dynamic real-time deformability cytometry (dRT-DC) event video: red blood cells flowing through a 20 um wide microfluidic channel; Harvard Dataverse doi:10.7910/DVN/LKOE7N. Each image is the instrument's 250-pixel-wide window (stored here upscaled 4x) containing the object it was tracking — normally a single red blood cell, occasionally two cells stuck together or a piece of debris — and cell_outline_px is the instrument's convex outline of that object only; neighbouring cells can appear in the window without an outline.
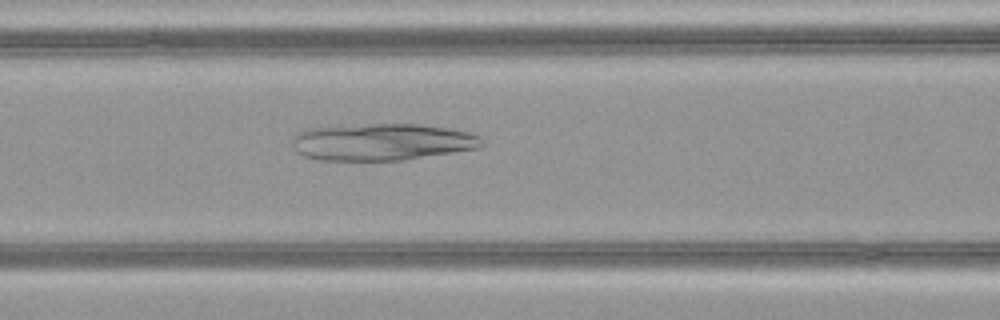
{"species": "common noctule bat (a hibernating species)", "species_latin": "Nyctalus noctula", "temperature_condition": "warm", "stored_images_in_passage": 49, "camera_frame_rate_fps": 3000, "um_per_image_px": 0.085, "animal": {"sex": "female", "body_mass_g": 21.9}, "frame": {"image": 1, "passage_image": 21, "time_ms": 6.667, "image_size_px": [1000, 320], "cell_outline_px": [[484, 144], [480, 148], [404, 160], [316, 160], [304, 156], [296, 152], [292, 144], [292, 136], [296, 132], [304, 128], [372, 124], [416, 124], [448, 128], [468, 132], [480, 136], [484, 140]], "centroid_in_image_um": [32.44, 12.07], "position_along_channel_um": 134.2, "area_um2": 41.15}}
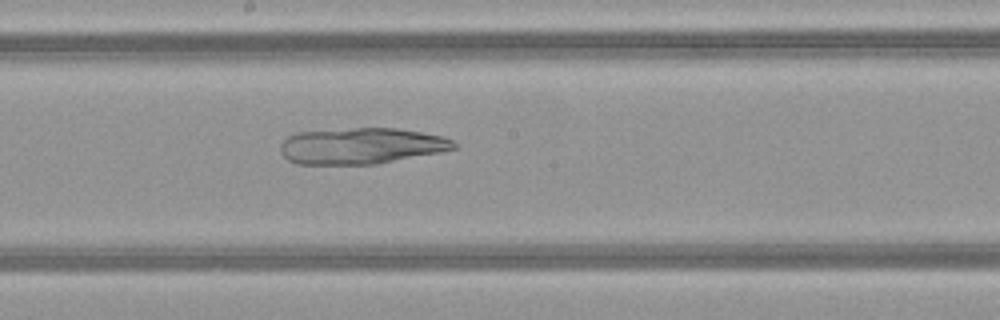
{"frame": {"image": 2, "passage_image": 27, "time_ms": 8.667, "image_size_px": [1000, 320], "cell_outline_px": [[456, 148], [440, 152], [376, 164], [296, 164], [288, 160], [280, 152], [280, 144], [288, 136], [296, 132], [352, 128], [400, 128], [444, 136], [452, 140], [456, 144]], "centroid_in_image_um": [30.69, 12.39], "position_along_channel_um": 217.5, "area_um2": 36.7}}
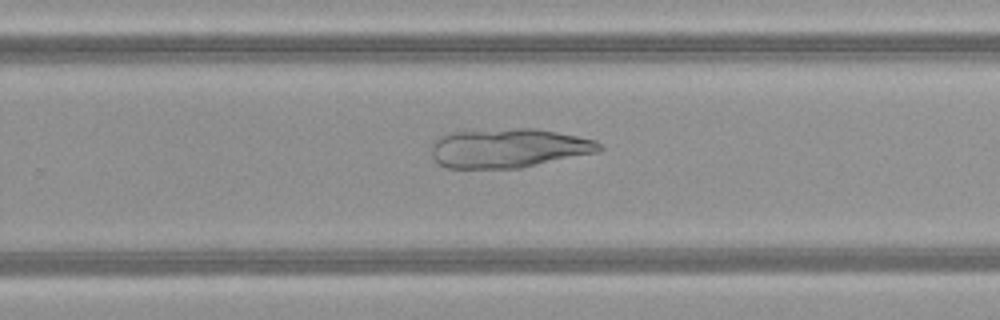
{"frame": {"image": 3, "passage_image": 32, "time_ms": 10.333, "image_size_px": [1000, 320], "cell_outline_px": [[604, 148], [600, 152], [520, 168], [448, 168], [440, 164], [432, 156], [432, 144], [440, 136], [452, 132], [516, 128], [536, 128], [596, 140]], "centroid_in_image_um": [43.27, 12.59], "position_along_channel_um": 286.5, "area_um2": 38.32}}